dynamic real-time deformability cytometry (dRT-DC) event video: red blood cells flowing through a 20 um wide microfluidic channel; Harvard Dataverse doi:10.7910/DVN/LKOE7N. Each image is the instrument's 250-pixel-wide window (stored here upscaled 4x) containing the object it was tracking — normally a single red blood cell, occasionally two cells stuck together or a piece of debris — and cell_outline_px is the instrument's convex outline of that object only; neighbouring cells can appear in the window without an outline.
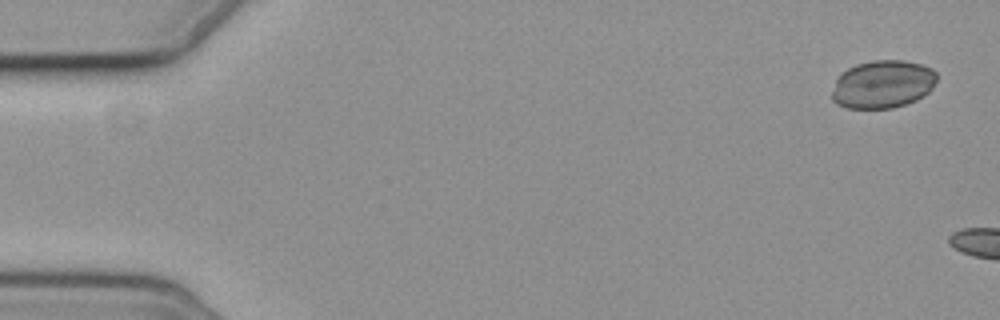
{"species": "common noctule bat (a hibernating species)", "species_latin": "Nyctalus noctula", "temperature_condition": "cold", "stored_images_in_passage": 2, "camera_frame_rate_fps": 3000, "um_per_image_px": 0.085, "animal": {"sex": "female", "body_mass_g": 19.3, "forearm_length_mm": 54.1}, "frame": {"image": 1, "passage_image": 1, "time_ms": 0.0, "image_size_px": [1000, 320], "cell_outline_px": [[936, 80], [932, 88], [924, 96], [916, 100], [892, 108], [848, 108], [836, 104], [832, 100], [832, 92], [836, 80], [840, 72], [856, 64], [872, 60], [904, 60], [920, 64], [932, 68], [936, 72]], "centroid_in_image_um": [75.02, 7.15], "position_along_channel_um": 10.0, "area_um2": 29.42}}